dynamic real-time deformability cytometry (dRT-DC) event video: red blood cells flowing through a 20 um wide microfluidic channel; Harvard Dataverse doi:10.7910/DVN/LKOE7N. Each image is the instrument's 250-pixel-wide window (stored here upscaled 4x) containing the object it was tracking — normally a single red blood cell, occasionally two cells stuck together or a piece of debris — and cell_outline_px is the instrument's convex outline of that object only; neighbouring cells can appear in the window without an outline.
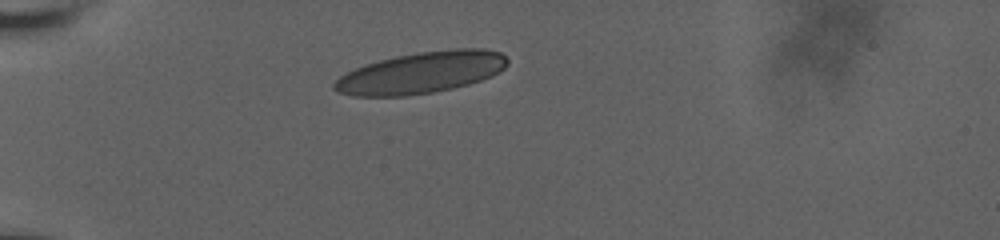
{"species": "human", "species_latin": "Homo sapiens", "temperature_condition": "room temperature", "stored_images_in_passage": 2, "camera_frame_rate_fps": 3000, "um_per_image_px": 0.085, "donor": {"sex": "male"}, "frame": {"image": 1, "passage_image": 1, "time_ms": 0.0, "image_size_px": [1000, 240], "cell_outline_px": [[508, 64], [500, 72], [492, 76], [468, 84], [452, 88], [432, 92], [404, 96], [352, 96], [336, 92], [332, 88], [332, 84], [340, 76], [364, 64], [396, 56], [420, 52], [456, 48], [484, 48], [500, 52], [508, 60]], "centroid_in_image_um": [35.8, 6.17], "position_along_channel_um": 49.2, "area_um2": 41.85}}